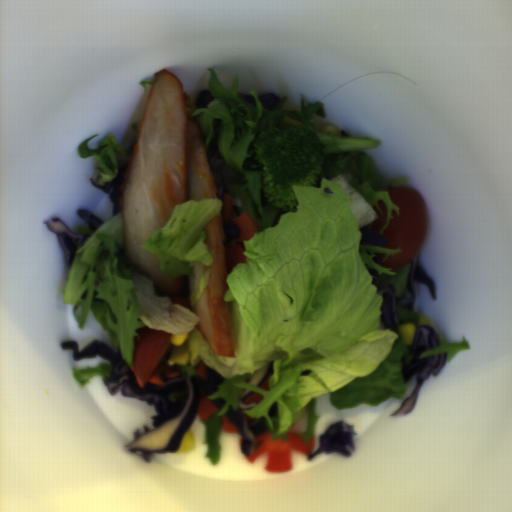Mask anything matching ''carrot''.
<instances>
[{
    "mask_svg": "<svg viewBox=\"0 0 512 512\" xmlns=\"http://www.w3.org/2000/svg\"><path fill=\"white\" fill-rule=\"evenodd\" d=\"M273 376V373H268L266 375V377L263 379L259 389H263V390H266V391H269V385H268V381L269 379Z\"/></svg>",
    "mask_w": 512,
    "mask_h": 512,
    "instance_id": "10",
    "label": "carrot"
},
{
    "mask_svg": "<svg viewBox=\"0 0 512 512\" xmlns=\"http://www.w3.org/2000/svg\"><path fill=\"white\" fill-rule=\"evenodd\" d=\"M263 394L260 393H253L249 397L243 400V404H250L256 402L257 404H260L263 399Z\"/></svg>",
    "mask_w": 512,
    "mask_h": 512,
    "instance_id": "9",
    "label": "carrot"
},
{
    "mask_svg": "<svg viewBox=\"0 0 512 512\" xmlns=\"http://www.w3.org/2000/svg\"><path fill=\"white\" fill-rule=\"evenodd\" d=\"M194 368L197 372V376L206 380V370L208 367L205 364H203L201 361L198 360L197 363L195 364Z\"/></svg>",
    "mask_w": 512,
    "mask_h": 512,
    "instance_id": "8",
    "label": "carrot"
},
{
    "mask_svg": "<svg viewBox=\"0 0 512 512\" xmlns=\"http://www.w3.org/2000/svg\"><path fill=\"white\" fill-rule=\"evenodd\" d=\"M386 191L390 202L398 208L391 211V218L382 234L386 245L382 248L400 249L394 255L381 254L382 268L397 270L409 264L425 243L427 212L419 191L411 186L391 185Z\"/></svg>",
    "mask_w": 512,
    "mask_h": 512,
    "instance_id": "1",
    "label": "carrot"
},
{
    "mask_svg": "<svg viewBox=\"0 0 512 512\" xmlns=\"http://www.w3.org/2000/svg\"><path fill=\"white\" fill-rule=\"evenodd\" d=\"M133 337L132 366L133 372L140 388L146 383L164 386L161 377L173 378L179 370L173 369L165 357L172 345V334L168 331L156 330L147 325L136 330Z\"/></svg>",
    "mask_w": 512,
    "mask_h": 512,
    "instance_id": "2",
    "label": "carrot"
},
{
    "mask_svg": "<svg viewBox=\"0 0 512 512\" xmlns=\"http://www.w3.org/2000/svg\"><path fill=\"white\" fill-rule=\"evenodd\" d=\"M219 214H221L222 225L225 223H235L239 227L238 238L224 243L225 272L227 276L231 274L237 265L247 264L245 256V251L247 250L243 242L250 241L255 233L260 232V228L246 211L239 217H233L234 204L231 193L226 192L223 194Z\"/></svg>",
    "mask_w": 512,
    "mask_h": 512,
    "instance_id": "4",
    "label": "carrot"
},
{
    "mask_svg": "<svg viewBox=\"0 0 512 512\" xmlns=\"http://www.w3.org/2000/svg\"><path fill=\"white\" fill-rule=\"evenodd\" d=\"M286 436L287 442L281 440L279 436L274 441L270 432L255 437L254 451L245 459L250 464H255L263 454H267L265 470L271 474L293 471L292 451L310 457L315 450L316 439L313 437L306 442L298 431L292 430H288Z\"/></svg>",
    "mask_w": 512,
    "mask_h": 512,
    "instance_id": "3",
    "label": "carrot"
},
{
    "mask_svg": "<svg viewBox=\"0 0 512 512\" xmlns=\"http://www.w3.org/2000/svg\"><path fill=\"white\" fill-rule=\"evenodd\" d=\"M221 429L228 434H238V432H240L239 428L231 423L225 414L223 416Z\"/></svg>",
    "mask_w": 512,
    "mask_h": 512,
    "instance_id": "7",
    "label": "carrot"
},
{
    "mask_svg": "<svg viewBox=\"0 0 512 512\" xmlns=\"http://www.w3.org/2000/svg\"><path fill=\"white\" fill-rule=\"evenodd\" d=\"M377 206L380 210L378 211L376 205H373V210L375 212L376 218L371 221L367 226V228L374 230L376 232H382L388 218V204L384 200H379L377 202Z\"/></svg>",
    "mask_w": 512,
    "mask_h": 512,
    "instance_id": "5",
    "label": "carrot"
},
{
    "mask_svg": "<svg viewBox=\"0 0 512 512\" xmlns=\"http://www.w3.org/2000/svg\"><path fill=\"white\" fill-rule=\"evenodd\" d=\"M219 409L210 400L209 396H202L199 399L196 413L199 415L201 420L206 421L212 414Z\"/></svg>",
    "mask_w": 512,
    "mask_h": 512,
    "instance_id": "6",
    "label": "carrot"
}]
</instances>
